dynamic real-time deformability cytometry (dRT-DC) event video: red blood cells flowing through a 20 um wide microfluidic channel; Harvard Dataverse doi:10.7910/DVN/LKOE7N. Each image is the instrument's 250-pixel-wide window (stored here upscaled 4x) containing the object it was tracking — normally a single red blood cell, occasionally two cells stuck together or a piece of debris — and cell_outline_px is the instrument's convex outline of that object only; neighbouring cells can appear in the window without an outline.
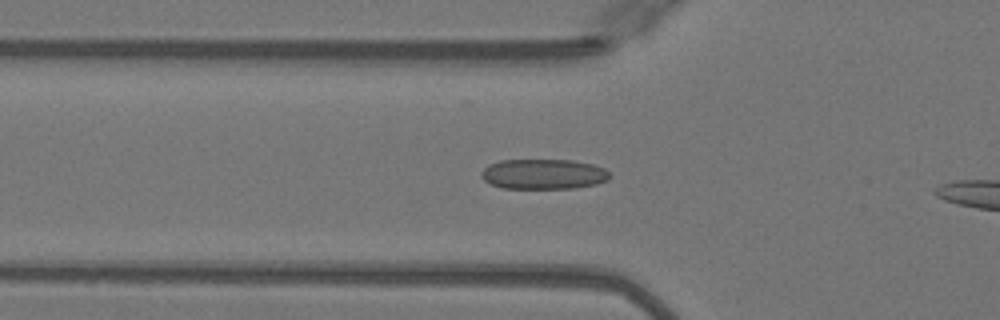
{"species": "Egyptian fruit bat (a non-hibernating species)", "species_latin": "Rousettus aegyptiacus", "temperature_condition": "warm", "stored_images_in_passage": 12, "camera_frame_rate_fps": 3000, "um_per_image_px": 0.085, "animal": {"sex": "female"}, "frame": {"image": 1, "passage_image": 10, "time_ms": 3.0, "image_size_px": [1000, 320], "cell_outline_px": [[612, 176], [608, 180], [596, 184], [576, 188], [500, 188], [484, 180], [480, 176], [480, 172], [488, 164], [500, 160], [572, 160], [592, 164], [604, 168]], "centroid_in_image_um": [46.19, 14.8], "position_along_channel_um": 79.6, "area_um2": 22.72}}